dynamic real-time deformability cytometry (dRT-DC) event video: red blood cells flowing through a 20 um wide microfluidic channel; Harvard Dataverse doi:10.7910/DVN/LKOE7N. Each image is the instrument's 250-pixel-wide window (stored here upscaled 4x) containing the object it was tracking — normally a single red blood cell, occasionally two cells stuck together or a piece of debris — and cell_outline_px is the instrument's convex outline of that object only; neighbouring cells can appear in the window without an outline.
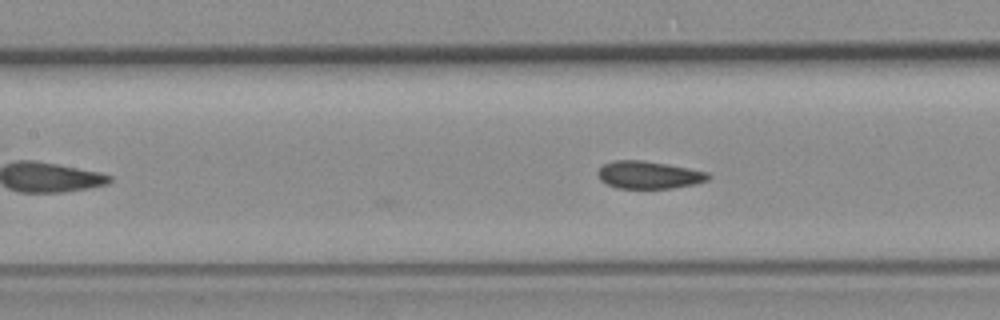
{"species": "common noctule bat (a hibernating species)", "species_latin": "Nyctalus noctula", "temperature_condition": "room temperature", "stored_images_in_passage": 17, "camera_frame_rate_fps": 3000, "um_per_image_px": 0.085, "animal": {"sex": "female", "body_mass_g": 19.3, "forearm_length_mm": 54.1}, "frame": {"image": 1, "passage_image": 17, "time_ms": 5.333, "image_size_px": [1000, 320], "cell_outline_px": [[712, 176], [708, 180], [696, 184], [672, 188], [616, 188], [600, 180], [596, 172], [604, 164], [616, 160], [644, 160], [668, 164], [708, 172]], "centroid_in_image_um": [55.16, 14.86], "position_along_channel_um": 152.2, "area_um2": 17.8}}